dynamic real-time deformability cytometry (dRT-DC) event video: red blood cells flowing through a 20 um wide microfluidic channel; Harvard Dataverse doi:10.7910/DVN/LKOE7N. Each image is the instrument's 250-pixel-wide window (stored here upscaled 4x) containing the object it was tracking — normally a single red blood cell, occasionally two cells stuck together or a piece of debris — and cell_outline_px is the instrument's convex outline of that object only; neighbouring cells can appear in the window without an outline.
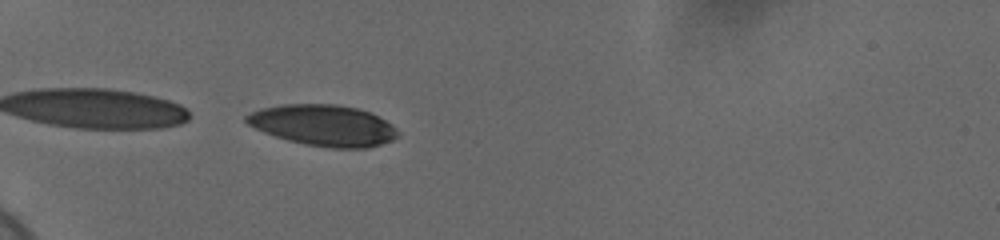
{"species": "human", "species_latin": "Homo sapiens", "temperature_condition": "cold", "stored_images_in_passage": 39, "camera_frame_rate_fps": 3000, "um_per_image_px": 0.085, "donor": {"sex": "female"}, "frame": {"image": 1, "passage_image": 1, "time_ms": 0.0, "image_size_px": [1000, 240], "cell_outline_px": [[400, 136], [392, 140], [368, 148], [332, 148], [308, 144], [288, 140], [264, 132], [248, 124], [244, 120], [244, 116], [252, 112], [264, 108], [284, 104], [336, 104], [356, 108], [368, 112], [392, 124], [400, 132]], "centroid_in_image_um": [27.52, 10.65], "position_along_channel_um": 57.5, "area_um2": 35.95}}
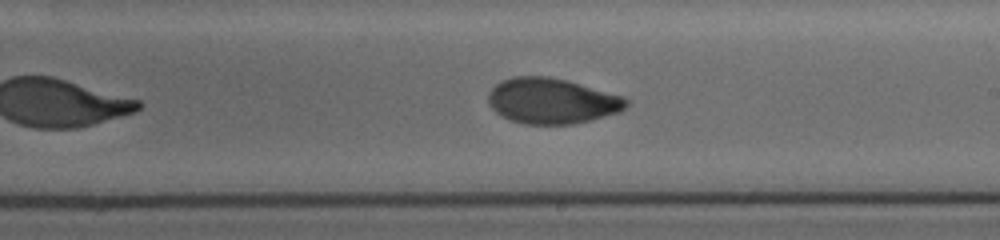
{"frame": {"image": 2, "passage_image": 18, "time_ms": 5.667, "image_size_px": [1000, 240], "cell_outline_px": [[628, 104], [620, 112], [572, 124], [524, 124], [512, 120], [496, 112], [488, 104], [488, 92], [496, 84], [512, 76], [548, 76], [568, 80], [624, 96], [628, 100]], "centroid_in_image_um": [46.91, 8.56], "position_along_channel_um": 242.1, "area_um2": 36.59}}
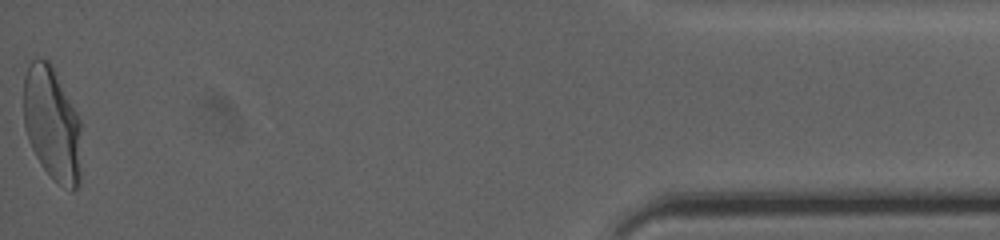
{"frame": {"image": 3, "passage_image": 39, "time_ms": 12.667, "image_size_px": [1000, 240], "cell_outline_px": [[80, 184], [72, 192], [60, 184], [40, 164], [28, 140], [24, 128], [24, 76], [32, 60], [36, 56], [48, 60], [52, 64], [80, 120]], "centroid_in_image_um": [4.42, 10.51], "position_along_channel_um": 430.8, "area_um2": 38.32}, "authors_computed_cell_mechanics": {"area_um2": 36.8764, "velocity_mm_per_s": 3.6758, "shape_relaxation_time_tau1_ms": 5.5901, "shape_relaxation_time_tau2_ms": 1.6843, "deformation_change_tau1": 0.1835, "deformation_change_tau2": 0.0523}}